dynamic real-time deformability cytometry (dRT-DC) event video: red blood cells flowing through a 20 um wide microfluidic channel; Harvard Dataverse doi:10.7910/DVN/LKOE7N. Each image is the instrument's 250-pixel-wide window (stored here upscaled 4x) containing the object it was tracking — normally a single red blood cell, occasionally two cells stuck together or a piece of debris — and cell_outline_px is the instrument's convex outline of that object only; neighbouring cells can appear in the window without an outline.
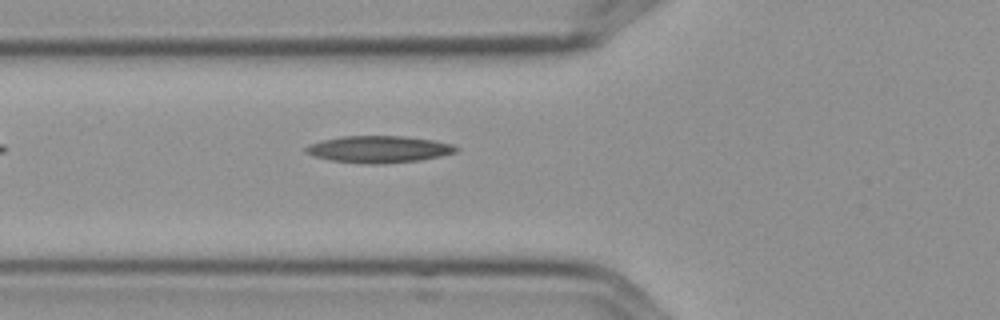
{"species": "Egyptian fruit bat (a non-hibernating species)", "species_latin": "Rousettus aegyptiacus", "temperature_condition": "cold", "stored_images_in_passage": 2, "camera_frame_rate_fps": 3000, "um_per_image_px": 0.085, "frame": {"image": 1, "passage_image": 2, "time_ms": 0.333, "image_size_px": [1000, 320], "cell_outline_px": [[460, 148], [456, 152], [440, 156], [420, 160], [384, 164], [368, 164], [332, 160], [312, 156], [304, 152], [304, 148], [308, 144], [320, 140], [340, 136], [404, 136], [432, 140], [452, 144]], "centroid_in_image_um": [32.16, 12.68], "position_along_channel_um": 93.6, "area_um2": 23.7}}